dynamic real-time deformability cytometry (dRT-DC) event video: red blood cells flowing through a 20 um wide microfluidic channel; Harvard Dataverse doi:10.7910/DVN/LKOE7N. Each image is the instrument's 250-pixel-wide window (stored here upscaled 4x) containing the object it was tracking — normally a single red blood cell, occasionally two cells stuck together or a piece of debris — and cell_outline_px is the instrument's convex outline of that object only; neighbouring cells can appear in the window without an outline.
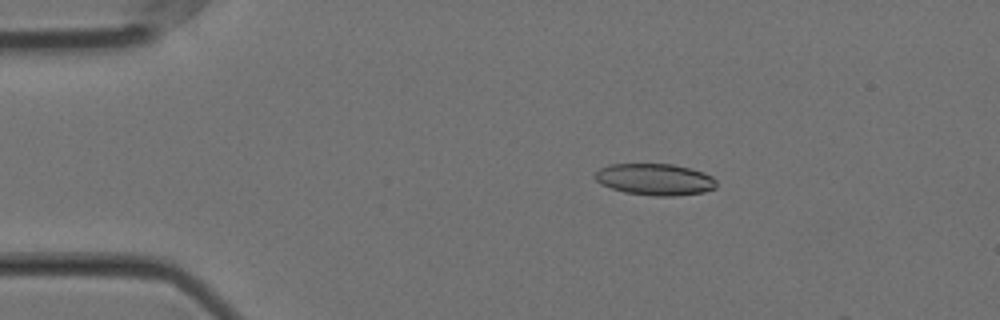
{"species": "Egyptian fruit bat (a non-hibernating species)", "species_latin": "Rousettus aegyptiacus", "temperature_condition": "cold", "stored_images_in_passage": 14, "camera_frame_rate_fps": 3000, "um_per_image_px": 0.085, "animal": {"sex": "female"}, "frame": {"image": 1, "passage_image": 10, "time_ms": 3.0, "image_size_px": [1000, 320], "cell_outline_px": [[716, 188], [704, 192], [672, 196], [652, 196], [624, 192], [600, 184], [592, 176], [600, 168], [608, 164], [672, 164], [704, 172], [712, 176], [716, 180]], "centroid_in_image_um": [55.65, 15.25], "position_along_channel_um": 29.3, "area_um2": 22.48}}